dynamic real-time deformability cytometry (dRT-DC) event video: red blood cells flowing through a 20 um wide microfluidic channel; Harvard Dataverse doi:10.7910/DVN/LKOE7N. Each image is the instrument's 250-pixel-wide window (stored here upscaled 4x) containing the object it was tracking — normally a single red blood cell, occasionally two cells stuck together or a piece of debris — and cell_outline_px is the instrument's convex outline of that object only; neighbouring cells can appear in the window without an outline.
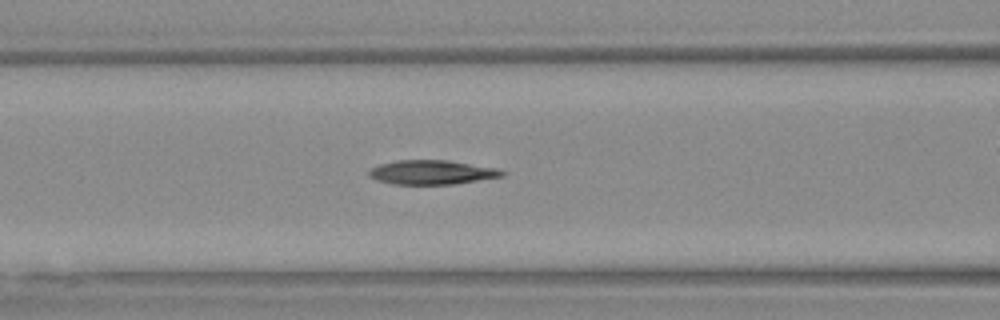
{"species": "Egyptian fruit bat (a non-hibernating species)", "species_latin": "Rousettus aegyptiacus", "temperature_condition": "warm", "stored_images_in_passage": 35, "camera_frame_rate_fps": 3000, "um_per_image_px": 0.085, "animal": {"sex": "female"}, "frame": {"image": 1, "passage_image": 15, "time_ms": 4.667, "image_size_px": [1000, 320], "cell_outline_px": [[508, 172], [504, 176], [452, 184], [392, 184], [376, 180], [368, 176], [368, 168], [380, 164], [396, 160], [448, 160], [500, 168]], "centroid_in_image_um": [36.71, 14.64], "position_along_channel_um": 129.9, "area_um2": 19.07}}